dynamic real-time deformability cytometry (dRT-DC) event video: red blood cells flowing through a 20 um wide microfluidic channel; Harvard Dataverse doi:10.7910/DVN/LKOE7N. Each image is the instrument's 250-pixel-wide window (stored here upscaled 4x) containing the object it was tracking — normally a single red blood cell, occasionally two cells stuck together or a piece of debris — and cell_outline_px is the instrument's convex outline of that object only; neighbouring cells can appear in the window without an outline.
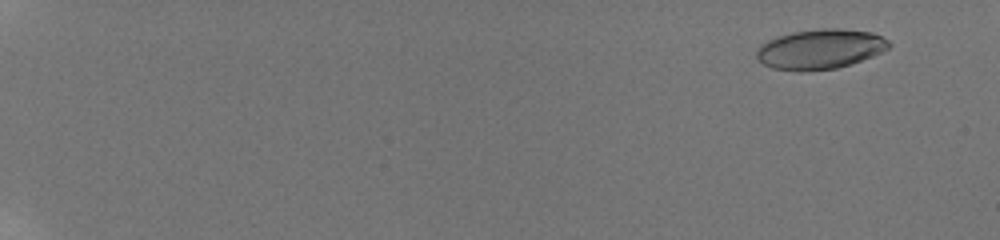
{"species": "human", "species_latin": "Homo sapiens", "temperature_condition": "room temperature", "stored_images_in_passage": 18, "camera_frame_rate_fps": 3000, "um_per_image_px": 0.085, "donor": {"sex": "male"}, "frame": {"image": 1, "passage_image": 3, "time_ms": 1.667, "image_size_px": [1000, 240], "cell_outline_px": [[892, 44], [888, 48], [872, 56], [852, 64], [836, 68], [772, 68], [764, 64], [756, 56], [756, 52], [760, 44], [776, 36], [792, 32], [820, 28], [840, 28], [872, 32], [888, 40]], "centroid_in_image_um": [69.75, 4.12], "position_along_channel_um": 15.3, "area_um2": 30.0}}
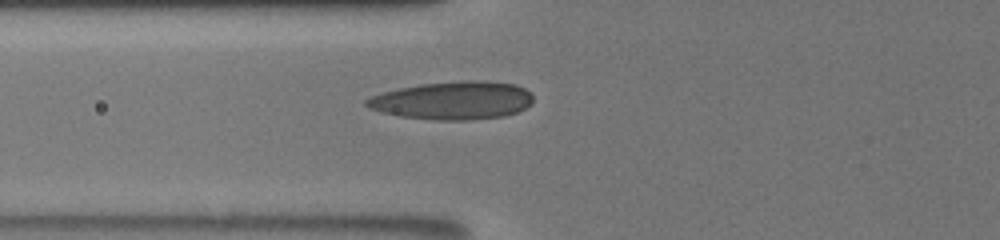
{"frame": {"image": 2, "passage_image": 15, "time_ms": 9.0, "image_size_px": [1000, 240], "cell_outline_px": [[532, 104], [516, 112], [504, 116], [468, 120], [436, 120], [400, 116], [368, 108], [364, 104], [364, 100], [372, 96], [384, 92], [400, 88], [420, 84], [464, 80], [484, 80], [516, 84], [524, 88], [532, 96]], "centroid_in_image_um": [38.5, 8.53], "position_along_channel_um": 87.3, "area_um2": 36.93}}
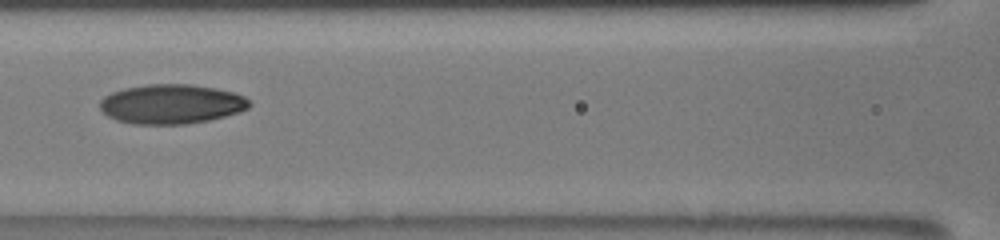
{"frame": {"image": 3, "passage_image": 17, "time_ms": 10.667, "image_size_px": [1000, 240], "cell_outline_px": [[252, 104], [248, 108], [240, 112], [208, 120], [184, 124], [132, 124], [116, 120], [108, 116], [100, 108], [100, 100], [104, 96], [112, 92], [124, 88], [148, 84], [192, 84], [216, 88], [232, 92], [244, 96]], "centroid_in_image_um": [14.56, 8.84], "position_along_channel_um": 152.0, "area_um2": 34.45}}